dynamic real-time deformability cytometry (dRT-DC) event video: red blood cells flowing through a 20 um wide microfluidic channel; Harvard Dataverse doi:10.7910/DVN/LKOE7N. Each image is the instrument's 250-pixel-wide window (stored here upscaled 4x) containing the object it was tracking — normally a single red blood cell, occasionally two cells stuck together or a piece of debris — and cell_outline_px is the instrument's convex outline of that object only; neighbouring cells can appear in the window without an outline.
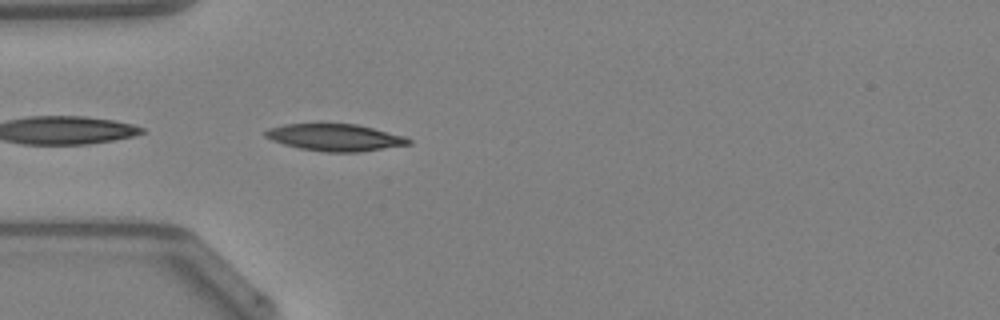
{"species": "Egyptian fruit bat (a non-hibernating species)", "species_latin": "Rousettus aegyptiacus", "temperature_condition": "warm", "stored_images_in_passage": 4, "camera_frame_rate_fps": 3000, "um_per_image_px": 0.085, "animal": {"sex": "female"}, "frame": {"image": 1, "passage_image": 1, "time_ms": 0.0, "image_size_px": [1000, 320], "cell_outline_px": [[412, 144], [360, 152], [324, 152], [300, 148], [284, 144], [272, 140], [264, 136], [264, 132], [268, 128], [284, 124], [356, 124], [404, 136], [412, 140]], "centroid_in_image_um": [28.48, 11.69], "position_along_channel_um": 56.5, "area_um2": 22.43}}